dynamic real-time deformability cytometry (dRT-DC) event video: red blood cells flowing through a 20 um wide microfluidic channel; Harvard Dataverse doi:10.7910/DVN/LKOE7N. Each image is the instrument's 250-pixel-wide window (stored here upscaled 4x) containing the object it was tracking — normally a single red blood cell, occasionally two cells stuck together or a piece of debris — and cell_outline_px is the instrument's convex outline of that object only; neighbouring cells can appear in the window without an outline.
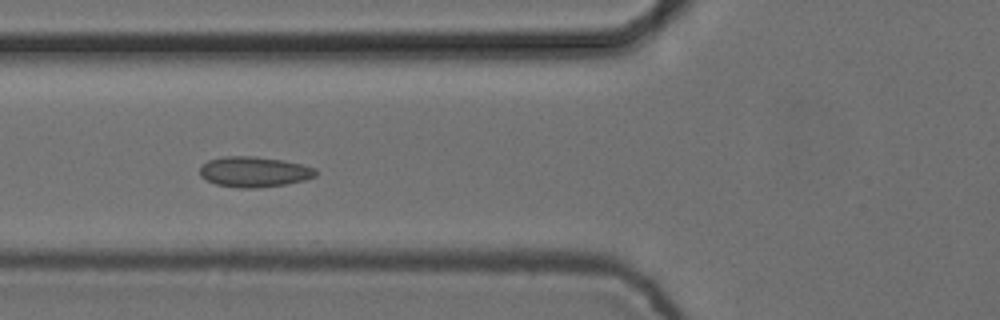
{"species": "common noctule bat (a hibernating species)", "species_latin": "Nyctalus noctula", "temperature_condition": "cold", "stored_images_in_passage": 6, "camera_frame_rate_fps": 3000, "um_per_image_px": 0.085, "animal": {"sex": "female", "body_mass_g": 24.6, "forearm_length_mm": 56.2}, "frame": {"image": 1, "passage_image": 5, "time_ms": 1.333, "image_size_px": [1000, 320], "cell_outline_px": [[316, 176], [304, 180], [284, 184], [260, 188], [240, 188], [216, 184], [200, 176], [200, 168], [208, 160], [224, 156], [256, 156], [284, 160], [316, 168]], "centroid_in_image_um": [21.61, 14.6], "position_along_channel_um": 104.2, "area_um2": 20.52}}
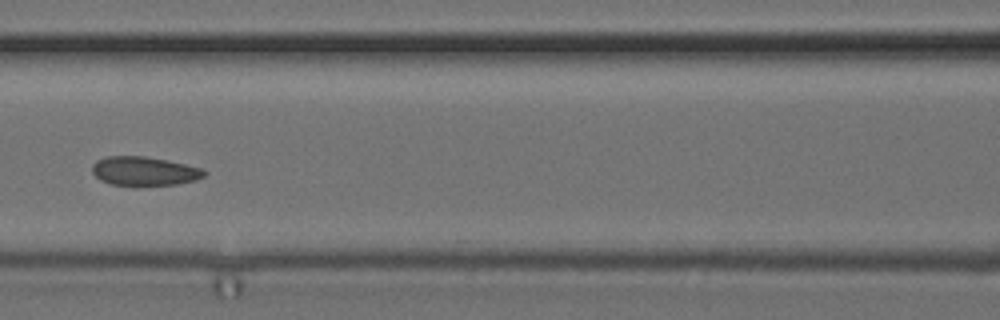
{"frame": {"image": 2, "passage_image": 6, "time_ms": 1.667, "image_size_px": [1000, 320], "cell_outline_px": [[208, 172], [204, 176], [196, 180], [176, 184], [136, 188], [112, 184], [100, 180], [92, 172], [92, 164], [96, 160], [108, 156], [144, 156], [184, 164], [200, 168]], "centroid_in_image_um": [12.23, 14.58], "position_along_channel_um": 154.4, "area_um2": 19.36}}